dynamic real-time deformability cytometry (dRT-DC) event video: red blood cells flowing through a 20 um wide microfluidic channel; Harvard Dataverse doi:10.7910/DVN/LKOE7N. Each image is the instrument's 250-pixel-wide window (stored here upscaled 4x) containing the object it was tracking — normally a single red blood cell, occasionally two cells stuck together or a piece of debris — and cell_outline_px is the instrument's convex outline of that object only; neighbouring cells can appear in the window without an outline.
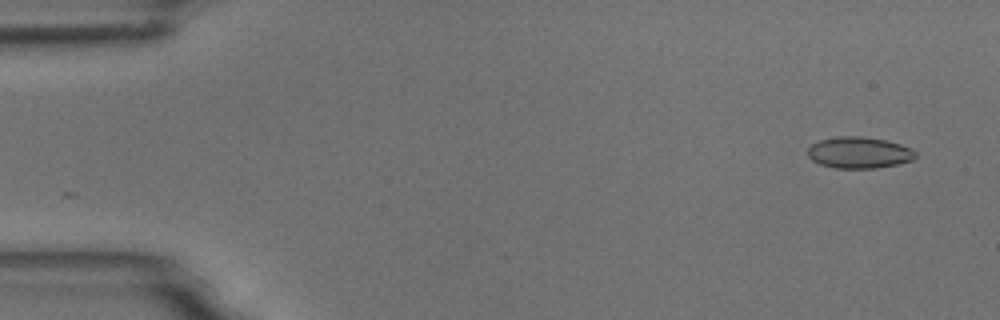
{"species": "common noctule bat (a hibernating species)", "species_latin": "Nyctalus noctula", "temperature_condition": "room temperature", "stored_images_in_passage": 4, "camera_frame_rate_fps": 3000, "um_per_image_px": 0.085, "animal": {"sex": "male", "body_mass_g": 18.8}, "frame": {"image": 1, "passage_image": 1, "time_ms": 0.0, "image_size_px": [1000, 320], "cell_outline_px": [[916, 156], [912, 160], [896, 164], [876, 168], [836, 168], [820, 164], [812, 160], [808, 156], [808, 148], [812, 144], [820, 140], [836, 136], [864, 136], [884, 140], [900, 144], [916, 152]], "centroid_in_image_um": [72.99, 12.97], "position_along_channel_um": 12.0, "area_um2": 19.59}}
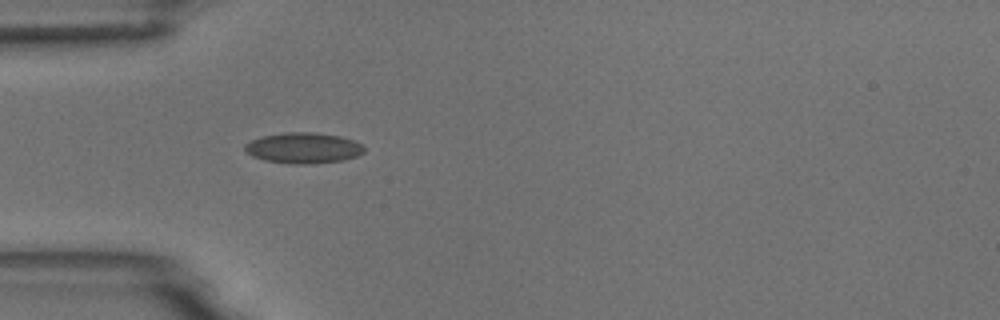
{"frame": {"image": 2, "passage_image": 4, "time_ms": 4.333, "image_size_px": [1000, 320], "cell_outline_px": [[364, 152], [356, 156], [344, 160], [312, 164], [288, 164], [264, 160], [252, 156], [244, 148], [244, 144], [252, 140], [264, 136], [284, 132], [312, 132], [340, 136], [364, 144]], "centroid_in_image_um": [25.8, 12.58], "position_along_channel_um": 59.2, "area_um2": 21.44}}